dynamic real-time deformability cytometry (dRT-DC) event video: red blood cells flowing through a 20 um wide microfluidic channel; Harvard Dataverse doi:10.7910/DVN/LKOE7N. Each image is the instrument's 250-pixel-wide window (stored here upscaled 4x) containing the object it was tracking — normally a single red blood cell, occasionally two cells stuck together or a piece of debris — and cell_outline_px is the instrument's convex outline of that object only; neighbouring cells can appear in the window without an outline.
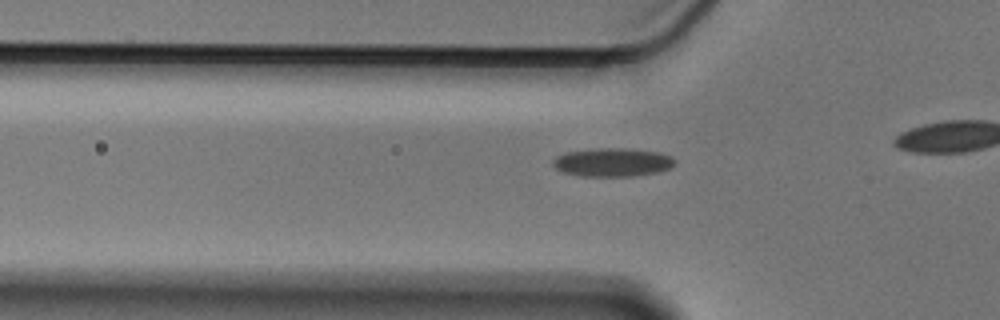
{"species": "Egyptian fruit bat (a non-hibernating species)", "species_latin": "Rousettus aegyptiacus", "temperature_condition": "cold", "stored_images_in_passage": 30, "camera_frame_rate_fps": 3000, "um_per_image_px": 0.085, "animal": {"sex": "male"}, "frame": {"image": 1, "passage_image": 4, "time_ms": 1.0, "image_size_px": [1000, 320], "cell_outline_px": [[676, 160], [668, 168], [656, 172], [632, 176], [580, 176], [564, 172], [556, 168], [552, 164], [552, 160], [556, 156], [564, 152], [600, 148], [624, 148], [660, 152], [672, 156]], "centroid_in_image_um": [52.03, 13.78], "position_along_channel_um": 73.8, "area_um2": 20.17}}
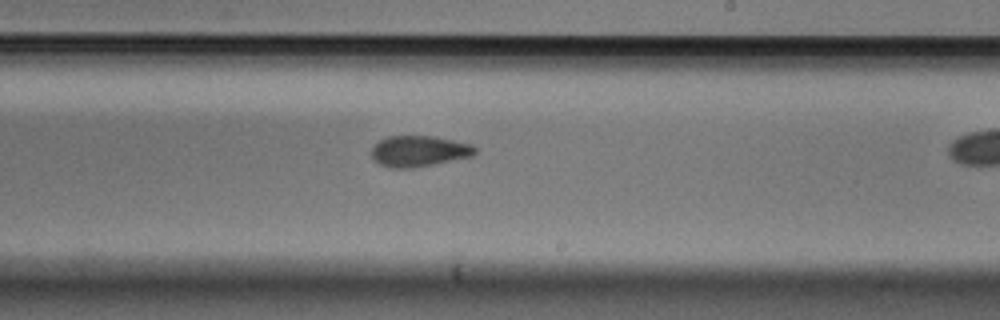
{"frame": {"image": 2, "passage_image": 19, "time_ms": 6.0, "image_size_px": [1000, 320], "cell_outline_px": [[476, 152], [472, 156], [412, 168], [388, 168], [380, 164], [372, 156], [372, 144], [388, 136], [436, 136], [472, 144], [476, 148]], "centroid_in_image_um": [35.6, 12.83], "position_along_channel_um": 253.4, "area_um2": 18.67}}
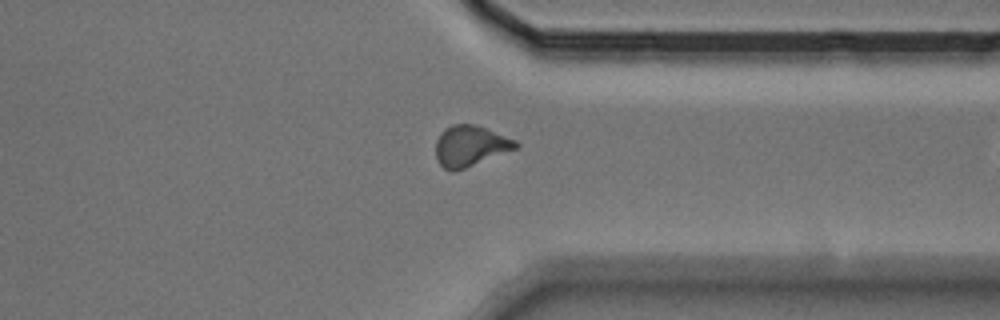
{"frame": {"image": 3, "passage_image": 29, "time_ms": 9.333, "image_size_px": [1000, 320], "cell_outline_px": [[520, 148], [464, 168], [444, 168], [436, 160], [436, 140], [440, 132], [444, 128], [452, 124], [472, 124], [484, 128], [516, 140], [520, 144]], "centroid_in_image_um": [39.99, 12.38], "position_along_channel_um": 371.4, "area_um2": 18.79}}